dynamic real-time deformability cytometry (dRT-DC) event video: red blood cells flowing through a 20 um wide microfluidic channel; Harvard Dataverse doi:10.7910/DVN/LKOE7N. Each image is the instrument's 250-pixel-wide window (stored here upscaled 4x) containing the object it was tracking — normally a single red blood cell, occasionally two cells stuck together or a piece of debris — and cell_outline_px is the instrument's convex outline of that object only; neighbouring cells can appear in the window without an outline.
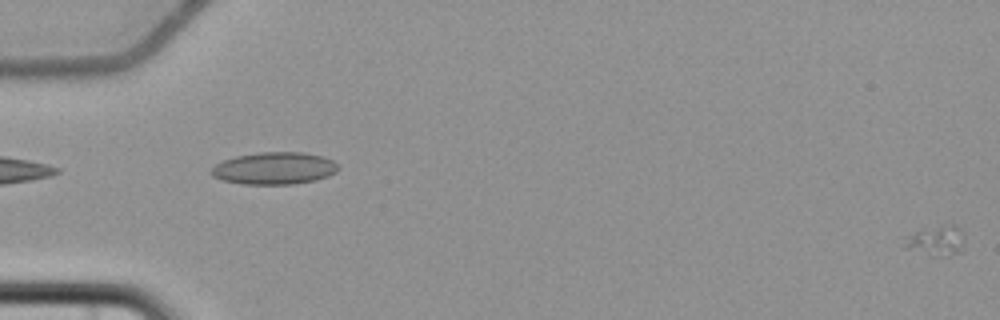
{"species": "common noctule bat (a hibernating species)", "species_latin": "Nyctalus noctula", "temperature_condition": "cold", "stored_images_in_passage": 6, "camera_frame_rate_fps": 3000, "um_per_image_px": 0.085, "animal": {"sex": "female", "body_mass_g": 22.7, "forearm_length_mm": 54.2}, "frame": {"image": 1, "passage_image": 6, "time_ms": 6.0, "image_size_px": [1000, 320], "cell_outline_px": [[964, 248], [960, 252], [936, 256], [904, 248], [908, 236], [916, 232], [944, 224], [952, 224], [960, 228], [964, 232]], "centroid_in_image_um": [79.67, 20.44], "position_along_channel_um": 5.3, "area_um2": 10.23}}